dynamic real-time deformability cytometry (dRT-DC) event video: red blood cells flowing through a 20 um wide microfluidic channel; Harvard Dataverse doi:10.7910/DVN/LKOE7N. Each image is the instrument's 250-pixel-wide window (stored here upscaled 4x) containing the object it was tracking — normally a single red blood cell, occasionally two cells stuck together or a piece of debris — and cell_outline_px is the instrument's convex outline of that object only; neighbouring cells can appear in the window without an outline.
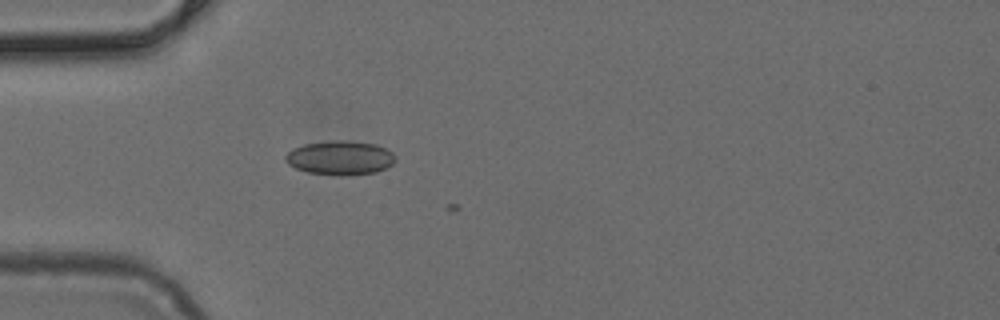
{"species": "common noctule bat (a hibernating species)", "species_latin": "Nyctalus noctula", "temperature_condition": "cold", "stored_images_in_passage": 3, "camera_frame_rate_fps": 3000, "um_per_image_px": 0.085, "animal": {"sex": "female", "body_mass_g": 24.6, "forearm_length_mm": 56.2}, "frame": {"image": 1, "passage_image": 1, "time_ms": 0.0, "image_size_px": [1000, 320], "cell_outline_px": [[396, 160], [392, 164], [376, 172], [308, 172], [296, 168], [288, 164], [284, 160], [284, 156], [292, 148], [304, 144], [332, 140], [352, 140], [376, 144], [392, 152], [396, 156]], "centroid_in_image_um": [28.89, 13.34], "position_along_channel_um": 56.1, "area_um2": 21.04}}